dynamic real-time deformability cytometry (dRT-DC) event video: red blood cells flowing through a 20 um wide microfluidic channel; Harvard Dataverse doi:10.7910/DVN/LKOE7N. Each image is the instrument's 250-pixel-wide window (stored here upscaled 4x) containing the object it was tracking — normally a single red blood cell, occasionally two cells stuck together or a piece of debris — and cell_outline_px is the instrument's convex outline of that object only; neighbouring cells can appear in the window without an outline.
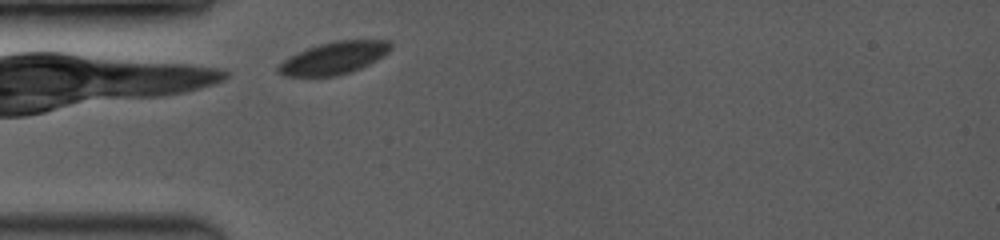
{"species": "common noctule bat (a hibernating species)", "species_latin": "Nyctalus noctula", "temperature_condition": "room temperature", "stored_images_in_passage": 55, "camera_frame_rate_fps": 3500, "um_per_image_px": 0.085, "animal": {"sex": "female", "body_mass_g": 19.0, "forearm_length_mm": 53.3}, "frame": {"image": 1, "passage_image": 1, "time_ms": 0.0, "image_size_px": [1000, 240], "cell_outline_px": [[392, 48], [384, 56], [360, 68], [336, 76], [284, 76], [276, 72], [276, 68], [288, 56], [308, 48], [320, 44], [336, 40], [392, 40]], "centroid_in_image_um": [28.39, 4.92], "position_along_channel_um": 56.6, "area_um2": 21.15}}
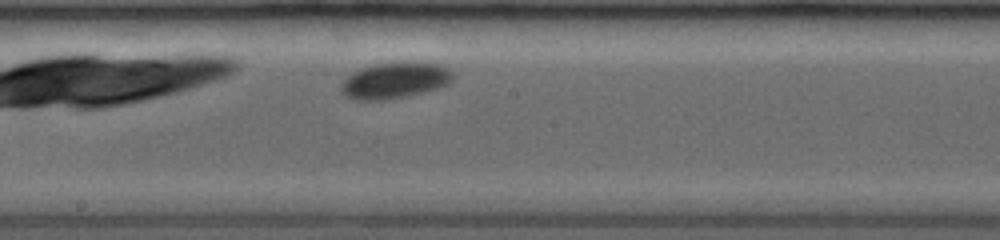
{"frame": {"image": 2, "passage_image": 25, "time_ms": 4.286, "image_size_px": [1000, 240], "cell_outline_px": [[456, 76], [448, 84], [436, 88], [404, 96], [384, 100], [352, 100], [344, 96], [340, 88], [340, 84], [348, 76], [364, 68], [376, 64], [440, 64], [448, 68]], "centroid_in_image_um": [33.54, 6.88], "position_along_channel_um": 214.7, "area_um2": 22.72}}
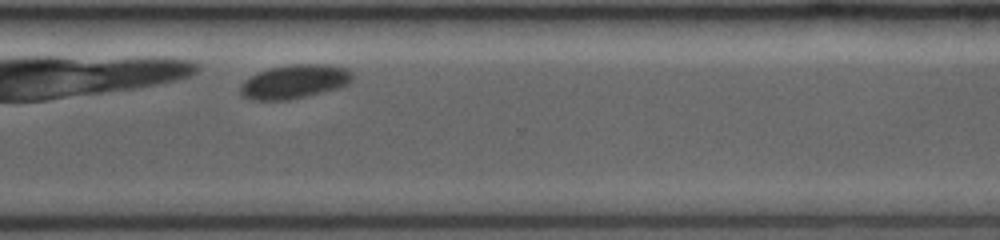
{"frame": {"image": 3, "passage_image": 46, "time_ms": 7.714, "image_size_px": [1000, 240], "cell_outline_px": [[352, 80], [348, 84], [336, 88], [288, 100], [252, 100], [244, 96], [240, 92], [240, 84], [248, 76], [256, 72], [272, 68], [292, 64], [332, 64], [348, 68], [352, 72]], "centroid_in_image_um": [25.02, 6.92], "position_along_channel_um": 345.6, "area_um2": 22.14}, "authors_computed_cell_mechanics": {"area_um2": 22.6576, "velocity_mm_per_s": 3.7938, "shape_relaxation_time_tau1_ms": 0.922, "shape_relaxation_time_tau2_ms": null, "deformation_change_tau1": 0.0396, "deformation_change_tau2": null}}